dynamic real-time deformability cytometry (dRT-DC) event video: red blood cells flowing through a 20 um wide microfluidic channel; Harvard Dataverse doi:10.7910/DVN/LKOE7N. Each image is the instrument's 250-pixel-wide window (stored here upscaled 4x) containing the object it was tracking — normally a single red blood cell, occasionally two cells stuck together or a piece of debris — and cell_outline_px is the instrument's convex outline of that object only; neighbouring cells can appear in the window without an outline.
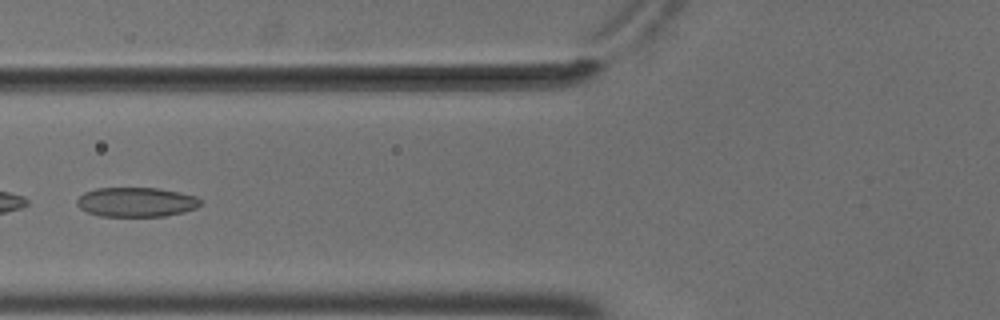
{"species": "common noctule bat (a hibernating species)", "species_latin": "Nyctalus noctula", "temperature_condition": "cold", "stored_images_in_passage": 8, "camera_frame_rate_fps": 3000, "um_per_image_px": 0.085, "animal": {"sex": "male", "body_mass_g": 18.8}, "frame": {"image": 1, "passage_image": 5, "time_ms": 1.333, "image_size_px": [1000, 320], "cell_outline_px": [[204, 200], [196, 208], [184, 212], [164, 216], [100, 216], [88, 212], [80, 208], [76, 204], [76, 200], [84, 192], [96, 188], [160, 188], [196, 196]], "centroid_in_image_um": [11.59, 17.17], "position_along_channel_um": 114.2, "area_um2": 21.33}}
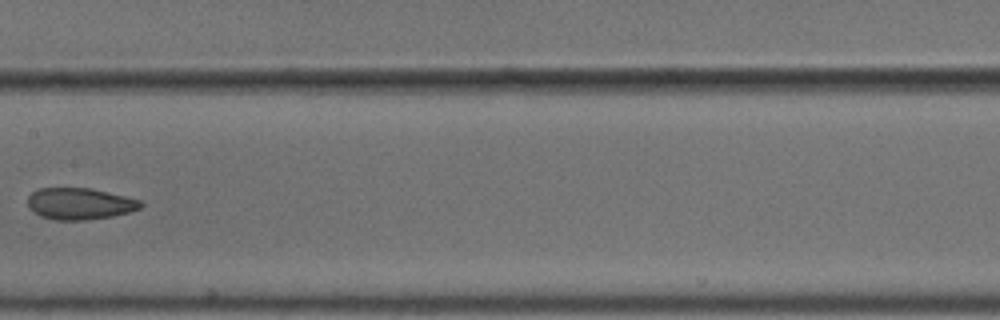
{"frame": {"image": 2, "passage_image": 7, "time_ms": 2.0, "image_size_px": [1000, 320], "cell_outline_px": [[144, 204], [140, 208], [128, 212], [112, 216], [84, 220], [56, 220], [40, 216], [32, 212], [28, 208], [28, 196], [32, 192], [40, 188], [92, 188], [140, 200]], "centroid_in_image_um": [6.74, 17.31], "position_along_channel_um": 200.7, "area_um2": 20.81}}
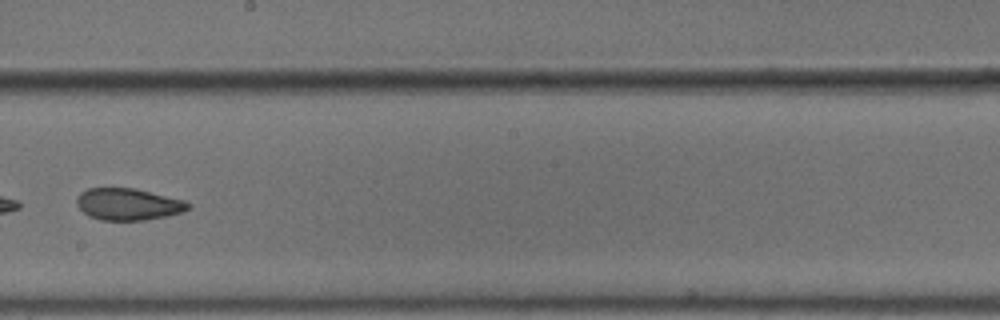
{"frame": {"image": 3, "passage_image": 8, "time_ms": 2.333, "image_size_px": [1000, 320], "cell_outline_px": [[192, 204], [184, 212], [168, 216], [144, 220], [100, 220], [88, 216], [76, 204], [76, 196], [80, 192], [88, 188], [136, 188], [184, 200]], "centroid_in_image_um": [10.89, 17.36], "position_along_channel_um": 237.3, "area_um2": 20.87}}